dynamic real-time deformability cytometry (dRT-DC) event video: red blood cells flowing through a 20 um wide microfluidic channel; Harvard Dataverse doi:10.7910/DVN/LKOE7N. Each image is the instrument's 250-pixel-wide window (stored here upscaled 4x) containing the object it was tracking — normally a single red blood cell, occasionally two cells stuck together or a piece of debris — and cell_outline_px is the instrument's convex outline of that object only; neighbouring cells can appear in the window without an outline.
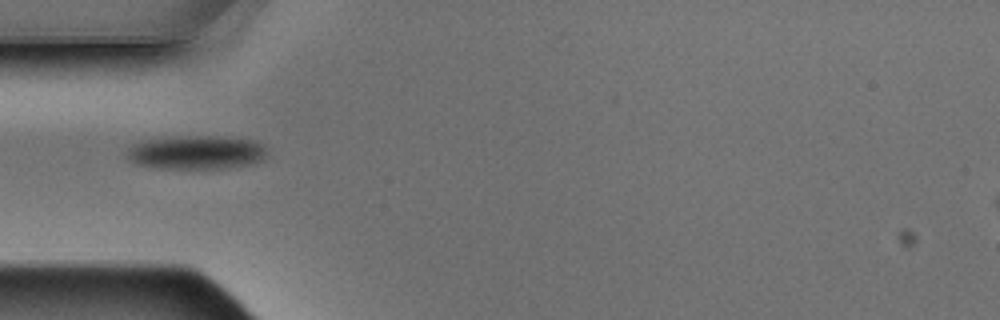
{"species": "Egyptian fruit bat (a non-hibernating species)", "species_latin": "Rousettus aegyptiacus", "temperature_condition": "warm", "stored_images_in_passage": 3, "camera_frame_rate_fps": 3000, "um_per_image_px": 0.085, "animal": {"sex": "male"}, "frame": {"image": 1, "passage_image": 1, "time_ms": 0.0, "image_size_px": [1000, 320], "cell_outline_px": [[264, 160], [252, 164], [228, 168], [152, 168], [136, 164], [128, 160], [124, 156], [124, 148], [128, 144], [144, 140], [176, 136], [216, 136], [252, 140], [260, 144], [264, 148]], "centroid_in_image_um": [16.54, 12.95], "position_along_channel_um": 68.5, "area_um2": 28.03}}
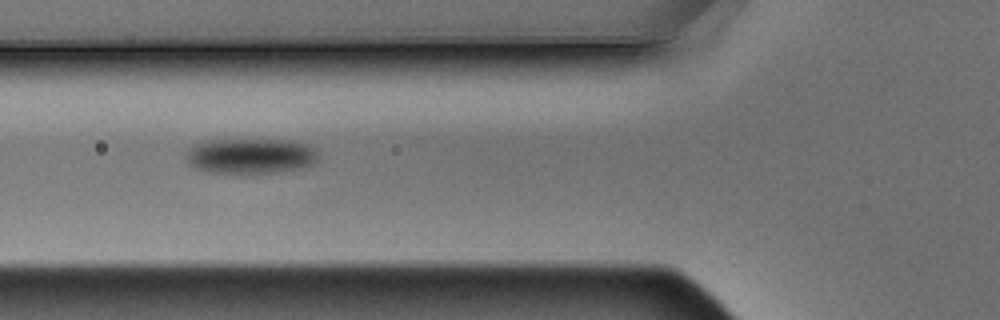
{"frame": {"image": 2, "passage_image": 2, "time_ms": 0.333, "image_size_px": [1000, 320], "cell_outline_px": [[320, 160], [312, 164], [300, 168], [276, 172], [208, 172], [196, 168], [188, 164], [184, 156], [184, 152], [192, 144], [208, 140], [292, 140], [308, 144], [316, 148], [320, 156]], "centroid_in_image_um": [21.3, 13.23], "position_along_channel_um": 104.5, "area_um2": 27.51}}
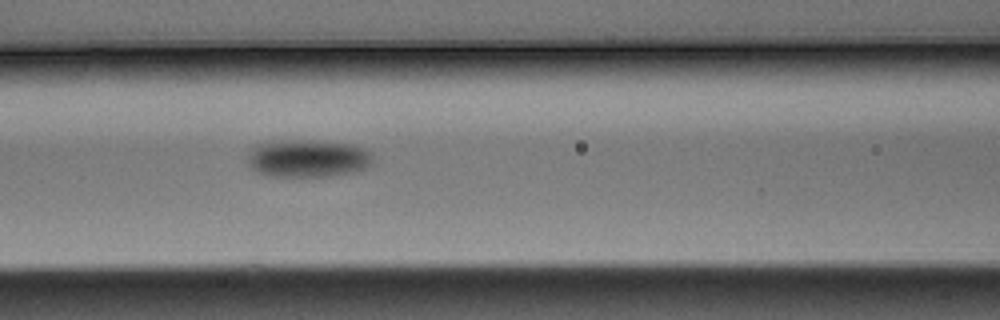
{"frame": {"image": 3, "passage_image": 3, "time_ms": 0.667, "image_size_px": [1000, 320], "cell_outline_px": [[372, 164], [364, 168], [352, 172], [328, 176], [268, 176], [256, 172], [248, 168], [244, 160], [248, 152], [256, 144], [268, 140], [312, 140], [352, 144], [364, 148], [372, 156]], "centroid_in_image_um": [26.04, 13.45], "position_along_channel_um": 140.6, "area_um2": 28.09}}